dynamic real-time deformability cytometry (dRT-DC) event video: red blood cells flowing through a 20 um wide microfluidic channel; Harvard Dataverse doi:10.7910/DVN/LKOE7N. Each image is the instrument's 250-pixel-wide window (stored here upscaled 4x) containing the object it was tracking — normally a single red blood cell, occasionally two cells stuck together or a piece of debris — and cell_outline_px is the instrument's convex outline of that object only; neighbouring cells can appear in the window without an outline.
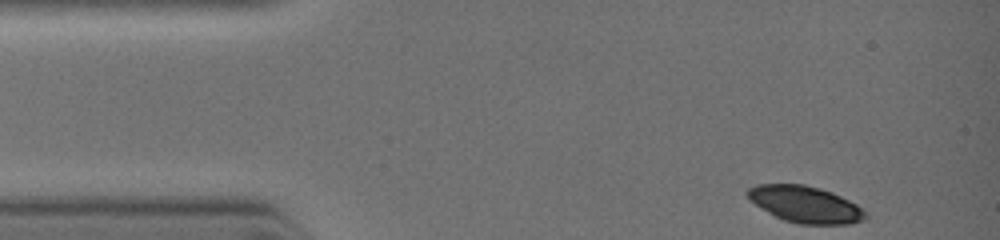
{"species": "common noctule bat (a hibernating species)", "species_latin": "Nyctalus noctula", "temperature_condition": "warm", "stored_images_in_passage": 32, "camera_frame_rate_fps": 3000, "um_per_image_px": 0.085, "animal": {"sex": "female", "body_mass_g": 19.0, "forearm_length_mm": 51.5}, "frame": {"image": 1, "passage_image": 1, "time_ms": 0.0, "image_size_px": [1000, 240], "cell_outline_px": [[868, 216], [864, 220], [852, 224], [800, 224], [784, 220], [768, 212], [748, 200], [744, 192], [748, 188], [756, 184], [804, 184], [820, 188], [832, 192], [856, 204], [868, 212]], "centroid_in_image_um": [68.44, 17.37], "position_along_channel_um": 16.6, "area_um2": 25.37}}
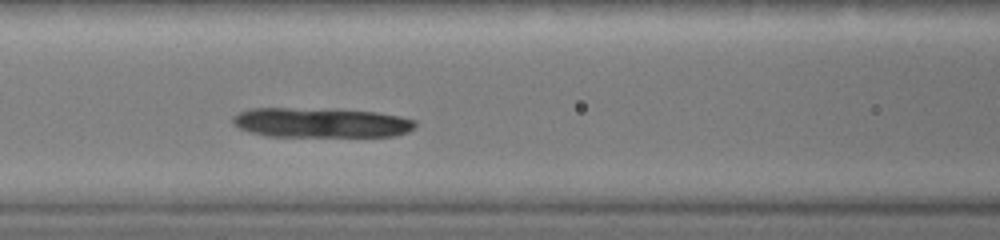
{"frame": {"image": 2, "passage_image": 24, "time_ms": 3.667, "image_size_px": [1000, 240], "cell_outline_px": [[416, 128], [408, 132], [396, 136], [268, 136], [248, 132], [232, 124], [232, 116], [248, 108], [336, 108], [376, 112], [400, 116], [416, 120]], "centroid_in_image_um": [27.29, 10.41], "position_along_channel_um": 139.3, "area_um2": 32.25}}
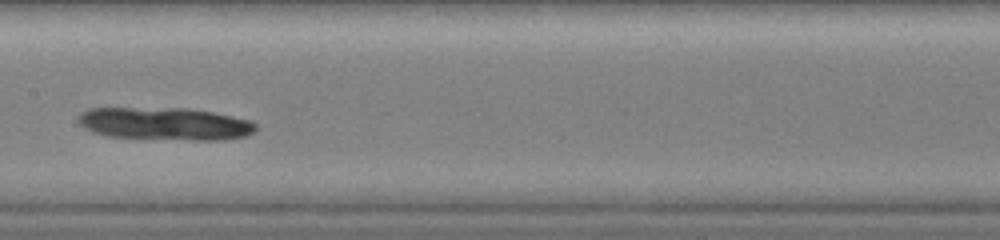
{"frame": {"image": 3, "passage_image": 31, "time_ms": 4.667, "image_size_px": [1000, 240], "cell_outline_px": [[256, 128], [248, 136], [224, 140], [144, 140], [104, 136], [92, 132], [84, 128], [80, 124], [80, 116], [88, 108], [188, 108], [212, 112], [252, 120], [256, 124]], "centroid_in_image_um": [14.03, 10.55], "position_along_channel_um": 193.4, "area_um2": 34.51}}